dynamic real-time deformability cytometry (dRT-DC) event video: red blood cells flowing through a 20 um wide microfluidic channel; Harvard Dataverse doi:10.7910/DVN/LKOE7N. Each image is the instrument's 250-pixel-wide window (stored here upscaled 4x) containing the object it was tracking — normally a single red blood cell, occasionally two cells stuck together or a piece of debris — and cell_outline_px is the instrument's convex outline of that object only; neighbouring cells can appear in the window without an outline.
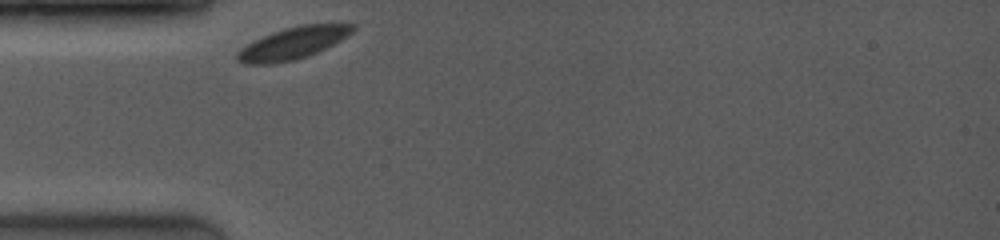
{"species": "common noctule bat (a hibernating species)", "species_latin": "Nyctalus noctula", "temperature_condition": "room temperature", "stored_images_in_passage": 26, "camera_frame_rate_fps": 4000, "um_per_image_px": 0.085, "animal": {"sex": "female", "body_mass_g": 19.0, "forearm_length_mm": 53.3}, "frame": {"image": 1, "passage_image": 1, "time_ms": 0.0, "image_size_px": [1000, 240], "cell_outline_px": [[356, 28], [352, 32], [340, 40], [316, 52], [292, 60], [268, 64], [252, 64], [240, 60], [236, 56], [236, 52], [240, 48], [252, 40], [272, 32], [284, 28], [300, 24], [356, 24]], "centroid_in_image_um": [24.88, 3.64], "position_along_channel_um": 60.1, "area_um2": 21.1}}
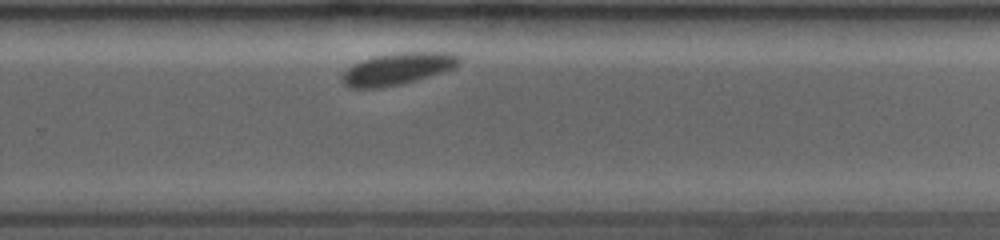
{"frame": {"image": 2, "passage_image": 19, "time_ms": 4.5, "image_size_px": [1000, 240], "cell_outline_px": [[464, 60], [460, 64], [452, 68], [400, 84], [380, 88], [352, 88], [344, 84], [344, 76], [356, 64], [364, 60], [376, 56], [400, 52], [456, 52]], "centroid_in_image_um": [33.92, 5.82], "position_along_channel_um": 295.9, "area_um2": 21.04}}
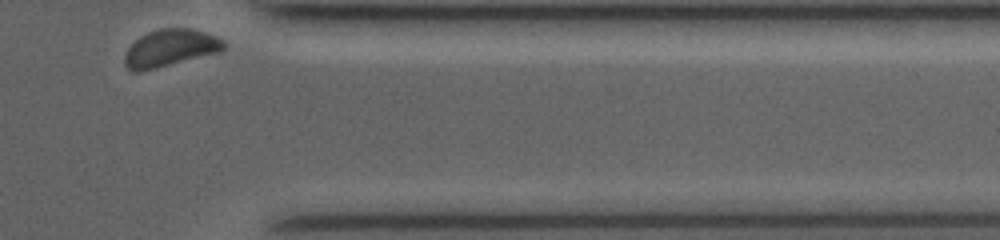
{"frame": {"image": 3, "passage_image": 26, "time_ms": 6.25, "image_size_px": [1000, 240], "cell_outline_px": [[224, 48], [220, 52], [136, 72], [128, 68], [124, 64], [124, 56], [128, 48], [140, 36], [148, 32], [160, 28], [188, 28], [204, 32], [216, 36], [224, 40]], "centroid_in_image_um": [14.46, 4.06], "position_along_channel_um": 396.9, "area_um2": 21.04}}